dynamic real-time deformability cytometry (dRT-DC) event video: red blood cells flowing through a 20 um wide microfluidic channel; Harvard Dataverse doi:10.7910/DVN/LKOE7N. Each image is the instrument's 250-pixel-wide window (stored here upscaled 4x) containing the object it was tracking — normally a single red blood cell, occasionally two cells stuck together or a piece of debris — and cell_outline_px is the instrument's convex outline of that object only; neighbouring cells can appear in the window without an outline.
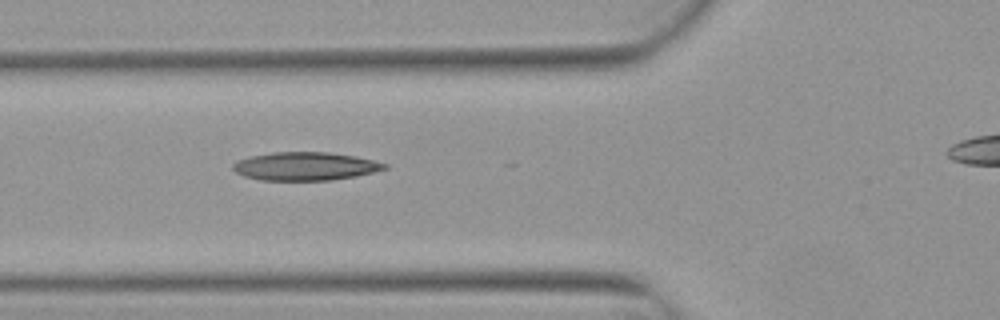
{"species": "Egyptian fruit bat (a non-hibernating species)", "species_latin": "Rousettus aegyptiacus", "temperature_condition": "warm", "stored_images_in_passage": 5, "segment_of_instrument_passage": [1, 2], "camera_frame_rate_fps": 3000, "um_per_image_px": 0.085, "animal": {"sex": "female"}, "frame": {"image": 1, "passage_image": 4, "time_ms": 1.0, "image_size_px": [1000, 320], "cell_outline_px": [[388, 168], [356, 176], [332, 180], [260, 180], [244, 176], [236, 172], [232, 168], [232, 164], [236, 160], [252, 156], [272, 152], [328, 152], [356, 156], [388, 164]], "centroid_in_image_um": [25.93, 14.13], "position_along_channel_um": 99.9, "area_um2": 24.97}}